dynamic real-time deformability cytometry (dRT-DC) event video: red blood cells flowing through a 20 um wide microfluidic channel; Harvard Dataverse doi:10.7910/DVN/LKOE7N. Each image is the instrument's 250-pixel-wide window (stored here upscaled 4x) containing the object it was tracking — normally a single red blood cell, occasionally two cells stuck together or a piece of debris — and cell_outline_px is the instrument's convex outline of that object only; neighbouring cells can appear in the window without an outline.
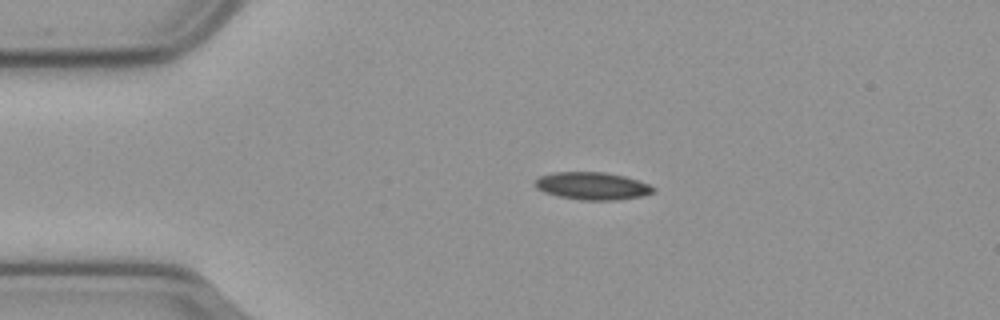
{"species": "common noctule bat (a hibernating species)", "species_latin": "Nyctalus noctula", "temperature_condition": "cold", "stored_images_in_passage": 46, "camera_frame_rate_fps": 3000, "um_per_image_px": 0.085, "animal": {"sex": "male", "body_mass_g": 23.1, "forearm_length_mm": 52.7}, "frame": {"image": 1, "passage_image": 1, "time_ms": 0.0, "image_size_px": [1000, 320], "cell_outline_px": [[656, 192], [644, 196], [616, 200], [584, 200], [560, 196], [544, 192], [536, 188], [532, 184], [540, 176], [552, 172], [604, 172], [624, 176], [648, 184], [656, 188]], "centroid_in_image_um": [50.35, 15.8], "position_along_channel_um": 34.6, "area_um2": 19.02}}
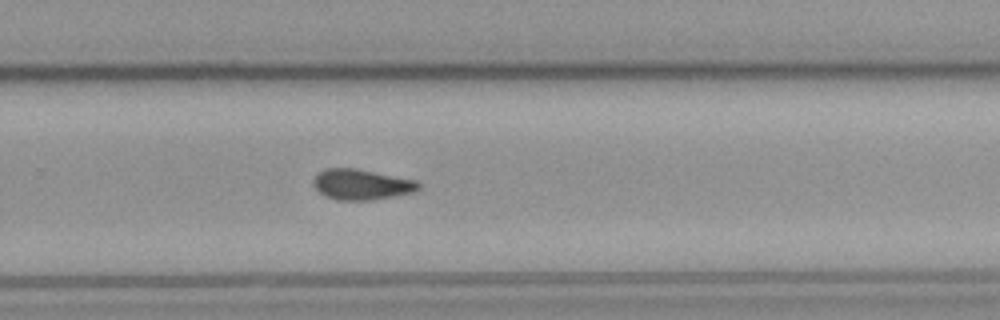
{"frame": {"image": 2, "passage_image": 26, "time_ms": 8.333, "image_size_px": [1000, 320], "cell_outline_px": [[420, 188], [416, 192], [372, 200], [336, 200], [324, 196], [312, 184], [312, 180], [320, 172], [328, 168], [356, 168], [416, 180], [420, 184]], "centroid_in_image_um": [30.74, 15.69], "position_along_channel_um": 299.1, "area_um2": 18.79}}
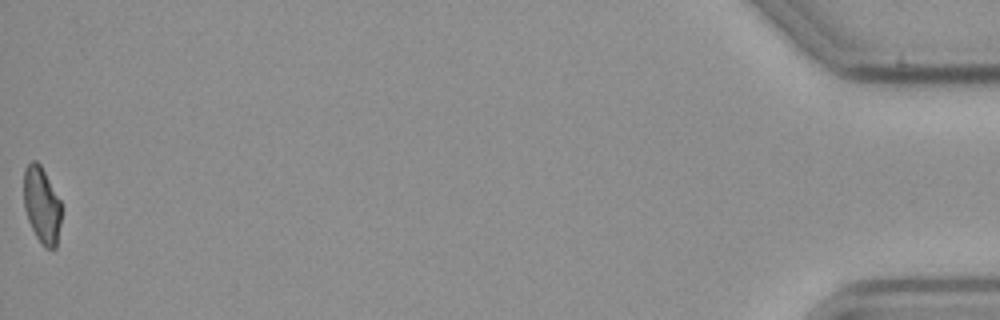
{"frame": {"image": 3, "passage_image": 46, "time_ms": 15.0, "image_size_px": [1000, 320], "cell_outline_px": [[60, 224], [56, 248], [44, 248], [36, 236], [28, 220], [24, 208], [24, 168], [32, 160], [36, 160], [40, 164], [60, 200]], "centroid_in_image_um": [3.53, 17.43], "position_along_channel_um": 431.7, "area_um2": 16.59}, "authors_computed_cell_mechanics": {"area_um2": 18.4382, "velocity_mm_per_s": 3.605, "shape_relaxation_time_tau1_ms": 7.3222, "shape_relaxation_time_tau2_ms": null, "deformation_change_tau1": 0.1529, "deformation_change_tau2": null}}